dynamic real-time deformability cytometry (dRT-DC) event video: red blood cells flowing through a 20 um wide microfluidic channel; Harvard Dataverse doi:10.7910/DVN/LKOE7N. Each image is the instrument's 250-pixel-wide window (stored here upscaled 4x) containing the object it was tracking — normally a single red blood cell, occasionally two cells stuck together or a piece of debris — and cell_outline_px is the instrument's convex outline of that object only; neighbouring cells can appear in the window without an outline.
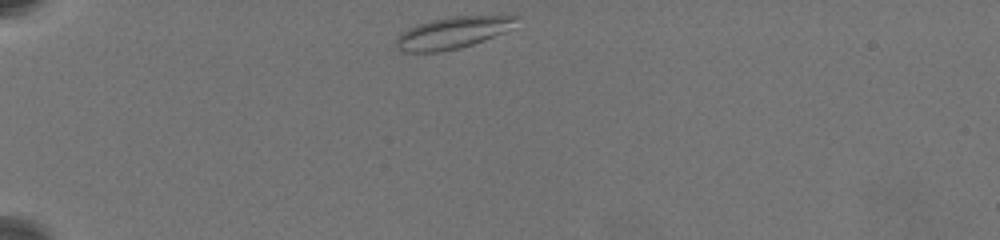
{"species": "common noctule bat (a hibernating species)", "species_latin": "Nyctalus noctula", "temperature_condition": "warm", "stored_images_in_passage": 23, "camera_frame_rate_fps": 3000, "um_per_image_px": 0.085, "animal": {"sex": "female", "body_mass_g": 19.5, "forearm_length_mm": 54.1}, "frame": {"image": 1, "passage_image": 1, "time_ms": 0.0, "image_size_px": [1000, 240], "cell_outline_px": [[520, 16], [504, 32], [484, 40], [460, 48], [436, 52], [404, 52], [396, 48], [396, 36], [400, 32], [408, 28], [432, 20], [452, 16]], "centroid_in_image_um": [38.39, 2.8], "position_along_channel_um": 46.6, "area_um2": 21.85}}
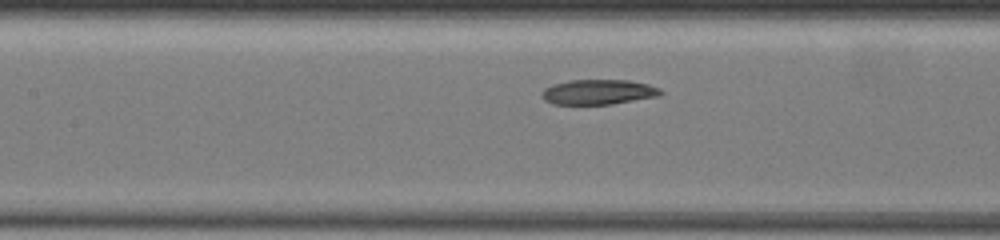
{"frame": {"image": 2, "passage_image": 14, "time_ms": 4.667, "image_size_px": [1000, 240], "cell_outline_px": [[664, 92], [660, 96], [612, 104], [552, 104], [544, 100], [540, 96], [544, 88], [552, 84], [568, 80], [628, 80], [648, 84], [660, 88]], "centroid_in_image_um": [50.86, 7.82], "position_along_channel_um": 156.5, "area_um2": 17.51}}
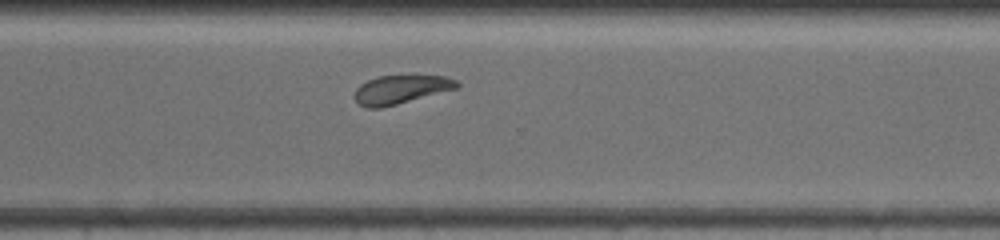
{"frame": {"image": 3, "passage_image": 23, "time_ms": 10.0, "image_size_px": [1000, 240], "cell_outline_px": [[460, 88], [380, 108], [368, 108], [360, 104], [356, 100], [356, 88], [360, 84], [376, 76], [416, 72], [448, 76], [456, 80], [460, 84]], "centroid_in_image_um": [34.18, 7.52], "position_along_channel_um": 336.4, "area_um2": 17.98}}